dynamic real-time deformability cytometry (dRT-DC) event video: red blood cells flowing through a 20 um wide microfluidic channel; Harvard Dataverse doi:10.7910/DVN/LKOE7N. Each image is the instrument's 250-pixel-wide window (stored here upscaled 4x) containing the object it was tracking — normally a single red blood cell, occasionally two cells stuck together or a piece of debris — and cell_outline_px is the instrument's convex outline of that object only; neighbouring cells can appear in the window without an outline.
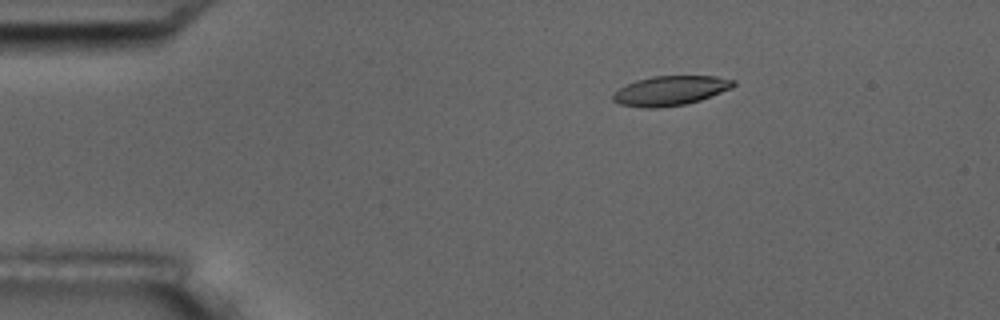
{"species": "common noctule bat (a hibernating species)", "species_latin": "Nyctalus noctula", "temperature_condition": "room temperature", "stored_images_in_passage": 4, "camera_frame_rate_fps": 3000, "um_per_image_px": 0.085, "animal": {"sex": "male", "body_mass_g": 17.5, "forearm_length_mm": 52.3}, "frame": {"image": 1, "passage_image": 2, "time_ms": 1.333, "image_size_px": [1000, 320], "cell_outline_px": [[736, 84], [732, 88], [700, 100], [688, 104], [656, 108], [644, 108], [620, 104], [612, 100], [612, 96], [620, 88], [636, 80], [652, 76], [716, 76], [736, 80]], "centroid_in_image_um": [57.01, 7.7], "position_along_channel_um": 28.0, "area_um2": 20.75}}